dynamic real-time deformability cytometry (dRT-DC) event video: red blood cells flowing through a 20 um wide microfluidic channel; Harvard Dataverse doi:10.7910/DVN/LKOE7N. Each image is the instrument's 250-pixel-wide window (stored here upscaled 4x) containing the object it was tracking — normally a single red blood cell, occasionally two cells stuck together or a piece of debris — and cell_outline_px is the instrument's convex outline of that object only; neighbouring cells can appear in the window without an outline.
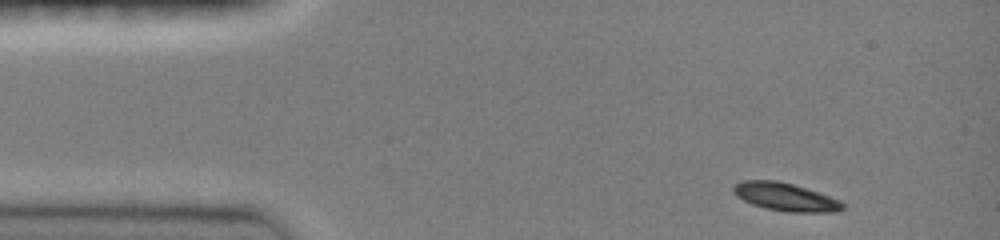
{"species": "common noctule bat (a hibernating species)", "species_latin": "Nyctalus noctula", "temperature_condition": "room temperature", "stored_images_in_passage": 3, "camera_frame_rate_fps": 3000, "um_per_image_px": 0.085, "animal": {"sex": "female", "body_mass_g": 19.0, "forearm_length_mm": 51.5}, "frame": {"image": 1, "passage_image": 1, "time_ms": 0.0, "image_size_px": [1000, 240], "cell_outline_px": [[844, 208], [836, 212], [788, 212], [764, 208], [752, 204], [736, 196], [732, 192], [732, 184], [744, 180], [776, 180], [792, 184], [840, 200], [844, 204]], "centroid_in_image_um": [66.7, 16.74], "position_along_channel_um": 18.3, "area_um2": 17.8}}